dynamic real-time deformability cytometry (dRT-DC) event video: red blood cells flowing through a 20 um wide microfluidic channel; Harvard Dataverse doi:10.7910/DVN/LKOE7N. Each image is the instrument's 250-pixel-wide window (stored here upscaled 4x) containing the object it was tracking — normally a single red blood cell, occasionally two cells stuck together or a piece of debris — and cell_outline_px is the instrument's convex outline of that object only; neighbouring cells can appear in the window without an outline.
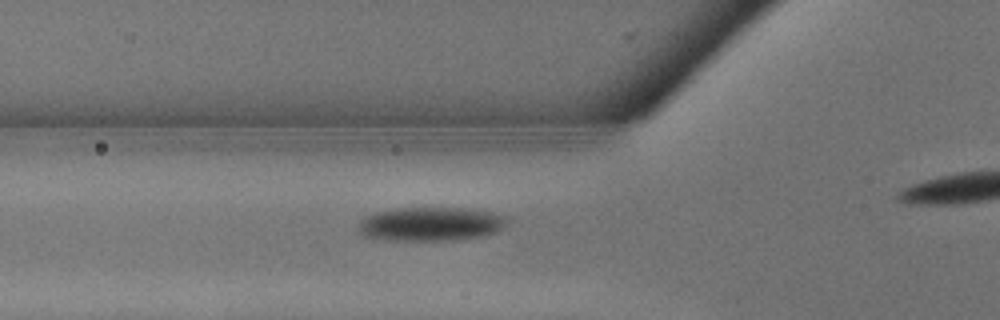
{"species": "common noctule bat (a hibernating species)", "species_latin": "Nyctalus noctula", "temperature_condition": "warm", "stored_images_in_passage": 9, "segment_of_instrument_passage": [1, 2], "camera_frame_rate_fps": 3000, "um_per_image_px": 0.085, "animal": {"sex": "male", "body_mass_g": 13.3}, "frame": {"image": 1, "passage_image": 6, "time_ms": 1.667, "image_size_px": [1000, 320], "cell_outline_px": [[508, 224], [496, 232], [484, 236], [452, 240], [384, 240], [364, 236], [360, 232], [360, 220], [364, 216], [376, 212], [396, 208], [468, 208], [508, 216]], "centroid_in_image_um": [36.63, 19.04], "position_along_channel_um": 89.2, "area_um2": 29.48}}
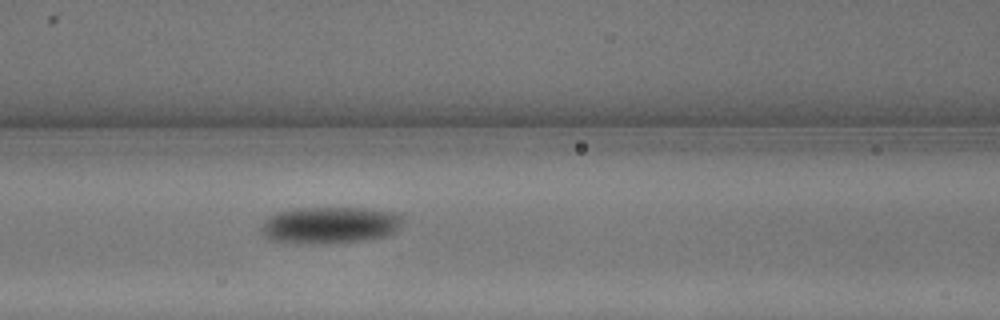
{"frame": {"image": 2, "passage_image": 8, "time_ms": 2.333, "image_size_px": [1000, 320], "cell_outline_px": [[404, 224], [396, 232], [388, 236], [368, 240], [332, 244], [300, 244], [268, 240], [260, 232], [260, 228], [264, 220], [280, 212], [300, 208], [368, 208], [400, 212], [404, 220]], "centroid_in_image_um": [28.12, 19.16], "position_along_channel_um": 138.5, "area_um2": 31.27}}